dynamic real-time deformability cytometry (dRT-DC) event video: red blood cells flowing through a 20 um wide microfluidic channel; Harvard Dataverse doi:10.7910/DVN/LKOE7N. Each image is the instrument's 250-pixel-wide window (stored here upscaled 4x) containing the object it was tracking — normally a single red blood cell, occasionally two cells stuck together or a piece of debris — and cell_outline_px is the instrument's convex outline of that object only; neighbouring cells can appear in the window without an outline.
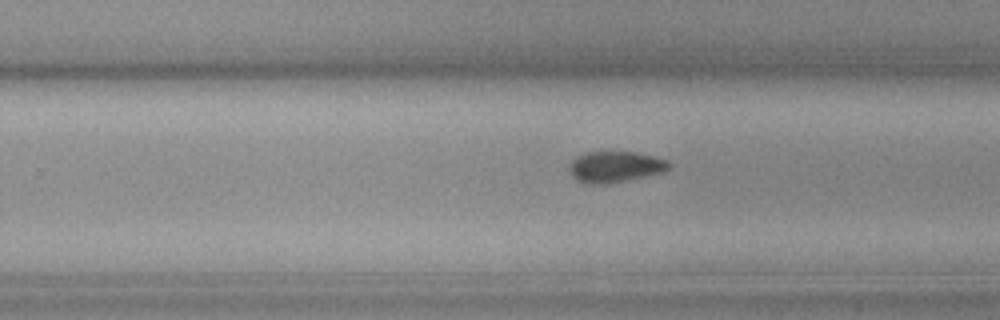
{"species": "common noctule bat (a hibernating species)", "species_latin": "Nyctalus noctula", "temperature_condition": "cold", "stored_images_in_passage": 37, "camera_frame_rate_fps": 3000, "um_per_image_px": 0.085, "animal": {"sex": "female", "body_mass_g": 19.3, "forearm_length_mm": 54.1}, "frame": {"image": 1, "passage_image": 22, "time_ms": 7.0, "image_size_px": [1000, 320], "cell_outline_px": [[672, 164], [664, 172], [604, 184], [584, 184], [576, 180], [572, 176], [568, 168], [572, 160], [576, 156], [584, 152], [636, 152], [668, 160]], "centroid_in_image_um": [52.25, 14.17], "position_along_channel_um": 277.6, "area_um2": 18.03}, "authors_computed_cell_mechanics": {"area_um2": 18.1492, "velocity_mm_per_s": 3.665, "shape_relaxation_time_tau1_ms": 3.4127, "shape_relaxation_time_tau2_ms": null, "deformation_change_tau1": 0.0556, "deformation_change_tau2": null}}